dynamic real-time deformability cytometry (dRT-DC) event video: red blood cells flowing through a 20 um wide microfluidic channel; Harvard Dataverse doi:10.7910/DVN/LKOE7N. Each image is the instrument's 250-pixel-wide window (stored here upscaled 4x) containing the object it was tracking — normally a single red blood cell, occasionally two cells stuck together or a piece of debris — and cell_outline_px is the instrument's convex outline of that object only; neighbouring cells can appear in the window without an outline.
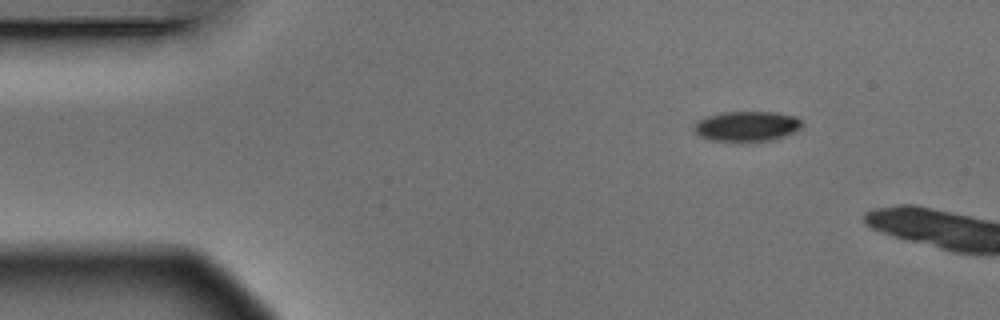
{"species": "Egyptian fruit bat (a non-hibernating species)", "species_latin": "Rousettus aegyptiacus", "temperature_condition": "warm", "stored_images_in_passage": 3, "camera_frame_rate_fps": 3000, "um_per_image_px": 0.085, "animal": {"sex": "male"}, "frame": {"image": 1, "passage_image": 1, "time_ms": 0.0, "image_size_px": [1000, 320], "cell_outline_px": [[804, 128], [784, 136], [772, 140], [736, 144], [708, 140], [700, 136], [692, 128], [696, 120], [704, 116], [724, 112], [772, 112], [796, 116], [804, 124]], "centroid_in_image_um": [63.45, 10.77], "position_along_channel_um": 21.6, "area_um2": 19.88}}